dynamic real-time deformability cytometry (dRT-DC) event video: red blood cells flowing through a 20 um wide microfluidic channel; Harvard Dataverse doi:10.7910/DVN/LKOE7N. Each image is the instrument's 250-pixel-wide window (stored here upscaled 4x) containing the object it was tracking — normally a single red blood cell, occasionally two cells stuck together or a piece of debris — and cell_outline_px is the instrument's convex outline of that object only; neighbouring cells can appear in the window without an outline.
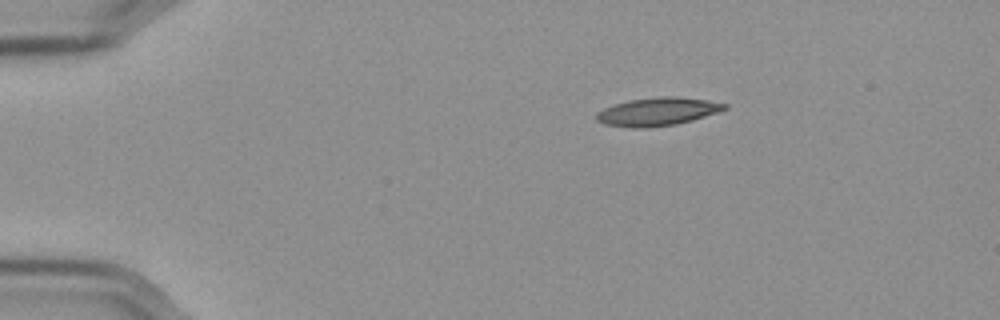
{"species": "Egyptian fruit bat (a non-hibernating species)", "species_latin": "Rousettus aegyptiacus", "temperature_condition": "cold", "stored_images_in_passage": 48, "camera_frame_rate_fps": 3000, "um_per_image_px": 0.085, "frame": {"image": 1, "passage_image": 1, "time_ms": 0.0, "image_size_px": [1000, 320], "cell_outline_px": [[728, 108], [692, 120], [676, 124], [640, 128], [632, 128], [604, 124], [596, 120], [596, 112], [604, 108], [628, 100], [660, 96], [676, 96], [704, 100], [728, 104]], "centroid_in_image_um": [55.85, 9.48], "position_along_channel_um": 29.1, "area_um2": 20.81}}
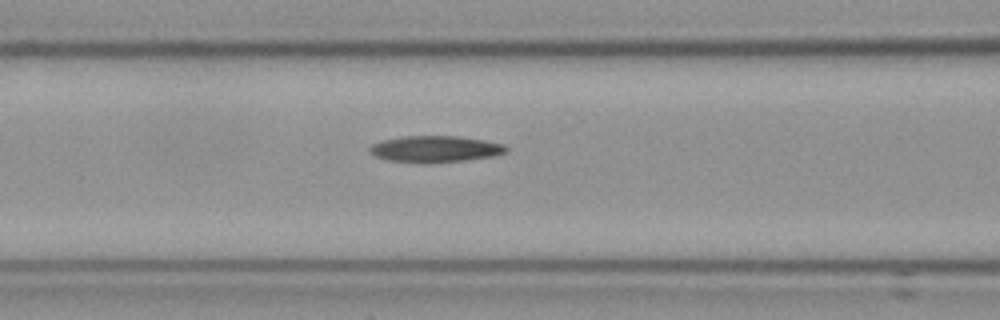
{"frame": {"image": 2, "passage_image": 15, "time_ms": 4.667, "image_size_px": [1000, 320], "cell_outline_px": [[508, 152], [492, 156], [464, 160], [428, 164], [420, 164], [388, 160], [376, 156], [368, 152], [368, 148], [372, 144], [380, 140], [400, 136], [456, 136], [484, 140], [504, 144], [508, 148]], "centroid_in_image_um": [36.94, 12.67], "position_along_channel_um": 129.7, "area_um2": 21.39}}
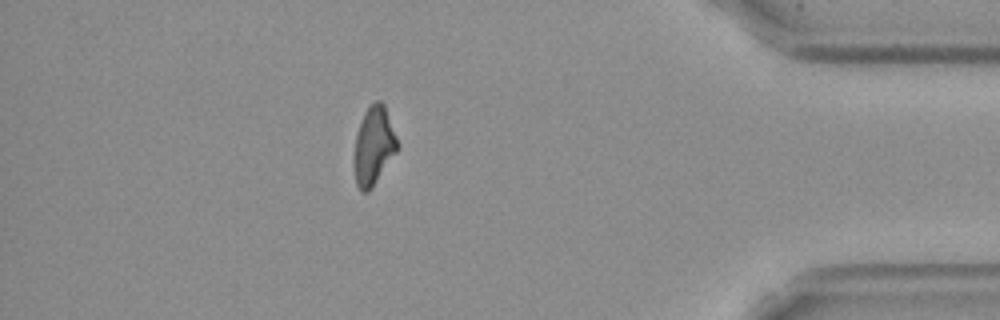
{"frame": {"image": 3, "passage_image": 41, "time_ms": 13.333, "image_size_px": [1000, 320], "cell_outline_px": [[400, 148], [368, 192], [364, 192], [356, 184], [356, 136], [364, 112], [376, 100], [380, 100], [384, 104], [400, 144]], "centroid_in_image_um": [31.83, 12.35], "position_along_channel_um": 403.4, "area_um2": 19.19}, "authors_computed_cell_mechanics": {"area_um2": 20.7791, "velocity_mm_per_s": 3.5856, "shape_relaxation_time_tau1_ms": 6.3019, "shape_relaxation_time_tau2_ms": null, "deformation_change_tau1": 0.1668, "deformation_change_tau2": null}}